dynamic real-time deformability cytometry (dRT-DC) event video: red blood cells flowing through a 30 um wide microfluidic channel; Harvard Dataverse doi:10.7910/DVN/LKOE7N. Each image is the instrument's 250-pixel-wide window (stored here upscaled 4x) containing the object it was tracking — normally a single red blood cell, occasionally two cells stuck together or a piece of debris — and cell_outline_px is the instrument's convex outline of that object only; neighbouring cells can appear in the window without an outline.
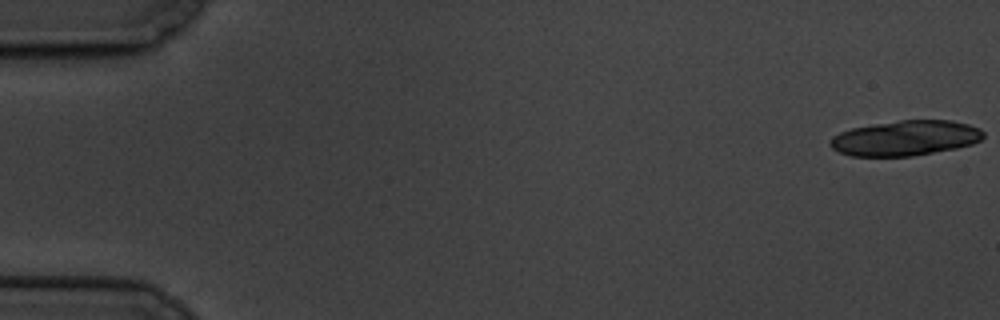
{"species": "common noctule bat (a hibernating species)", "species_latin": "Nyctalus noctula", "temperature_condition": "cold", "stored_images_in_passage": 12, "segment_of_instrument_passage": [1, 2], "camera_frame_rate_fps": 3000, "um_per_image_px": 0.085, "animal": {"sex": "male", "body_mass_g": 19.5, "forearm_length_mm": 54.6}, "frame": {"image": 1, "passage_image": 1, "time_ms": 0.0, "image_size_px": [1000, 320], "cell_outline_px": [[984, 136], [980, 140], [972, 144], [956, 148], [912, 156], [852, 156], [840, 152], [832, 148], [828, 144], [828, 140], [832, 136], [840, 132], [852, 128], [872, 124], [900, 120], [952, 120], [968, 124], [980, 128], [984, 132]], "centroid_in_image_um": [76.94, 11.73], "position_along_channel_um": 8.1, "area_um2": 31.5}}